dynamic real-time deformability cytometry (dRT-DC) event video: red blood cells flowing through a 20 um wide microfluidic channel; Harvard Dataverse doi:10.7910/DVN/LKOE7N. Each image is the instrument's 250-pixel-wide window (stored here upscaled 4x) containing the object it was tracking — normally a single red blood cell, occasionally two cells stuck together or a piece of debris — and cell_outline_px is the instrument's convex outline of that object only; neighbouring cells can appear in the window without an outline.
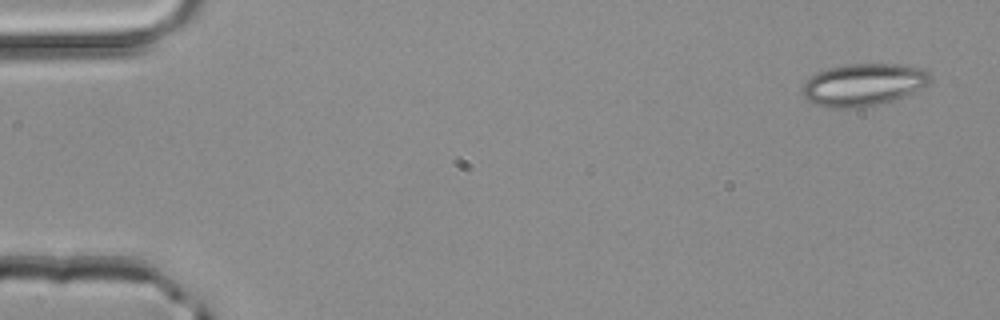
{"species": "common noctule bat (a hibernating species)", "species_latin": "Nyctalus noctula", "temperature_condition": "room temperature", "stored_images_in_passage": 4, "camera_frame_rate_fps": 3000, "um_per_image_px": 0.085, "animal": {"sex": "male", "body_mass_g": 20.4}, "frame": {"image": 1, "passage_image": 1, "time_ms": 0.0, "image_size_px": [1000, 320], "cell_outline_px": [[932, 80], [928, 84], [900, 100], [856, 108], [824, 108], [808, 100], [804, 96], [804, 84], [816, 72], [828, 68], [848, 64], [900, 64], [924, 68], [932, 76]], "centroid_in_image_um": [73.46, 7.2], "position_along_channel_um": 11.5, "area_um2": 31.85}}
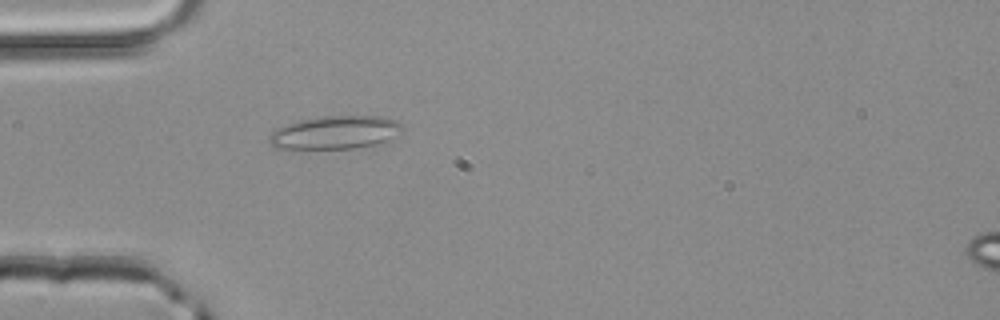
{"frame": {"image": 2, "passage_image": 4, "time_ms": 1.0, "image_size_px": [1000, 320], "cell_outline_px": [[404, 128], [400, 132], [384, 140], [372, 144], [352, 148], [276, 148], [268, 140], [268, 136], [276, 128], [300, 120], [324, 116], [384, 116], [396, 120], [404, 124]], "centroid_in_image_um": [28.48, 11.23], "position_along_channel_um": 56.5, "area_um2": 25.32}}